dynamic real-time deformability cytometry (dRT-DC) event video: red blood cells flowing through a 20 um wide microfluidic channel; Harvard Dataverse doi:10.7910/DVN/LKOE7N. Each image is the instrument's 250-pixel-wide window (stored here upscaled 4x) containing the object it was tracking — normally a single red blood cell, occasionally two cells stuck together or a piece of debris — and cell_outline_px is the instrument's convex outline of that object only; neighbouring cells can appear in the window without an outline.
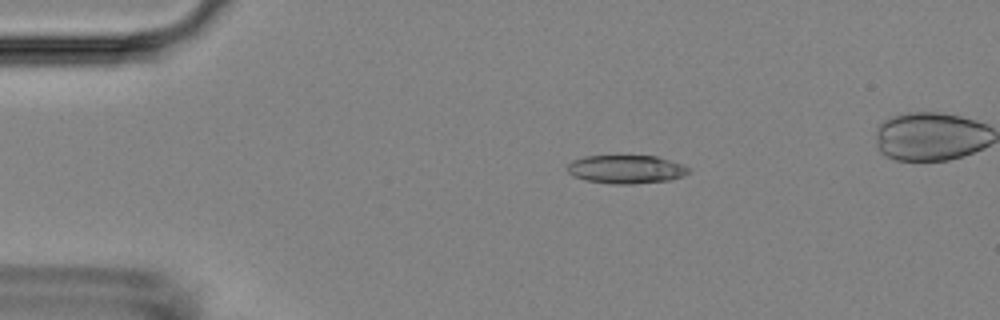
{"species": "Egyptian fruit bat (a non-hibernating species)", "species_latin": "Rousettus aegyptiacus", "temperature_condition": "room temperature", "stored_images_in_passage": 52, "camera_frame_rate_fps": 3000, "um_per_image_px": 0.085, "animal": {"sex": "female"}, "frame": {"image": 1, "passage_image": 11, "time_ms": 3.333, "image_size_px": [1000, 320], "cell_outline_px": [[692, 172], [684, 176], [668, 180], [632, 184], [612, 184], [584, 180], [568, 172], [568, 164], [572, 160], [584, 156], [656, 156], [680, 164], [688, 168]], "centroid_in_image_um": [53.21, 14.39], "position_along_channel_um": 31.8, "area_um2": 19.94}}
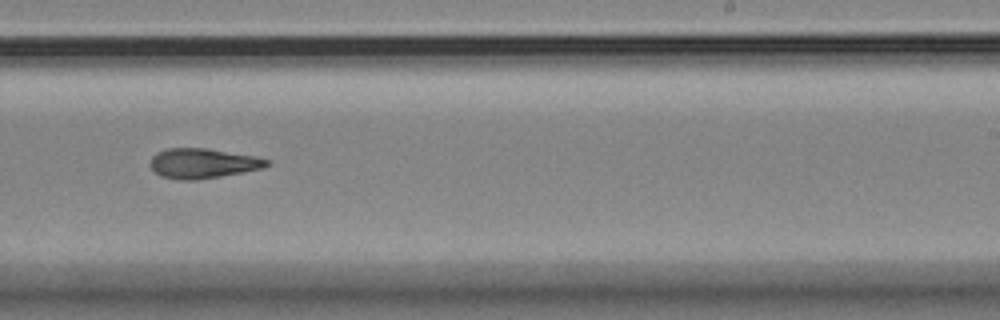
{"frame": {"image": 2, "passage_image": 34, "time_ms": 11.0, "image_size_px": [1000, 320], "cell_outline_px": [[272, 160], [264, 168], [244, 172], [196, 180], [176, 180], [160, 176], [148, 164], [152, 156], [156, 152], [164, 148], [208, 148], [256, 156]], "centroid_in_image_um": [17.23, 13.88], "position_along_channel_um": 271.8, "area_um2": 20.63}}
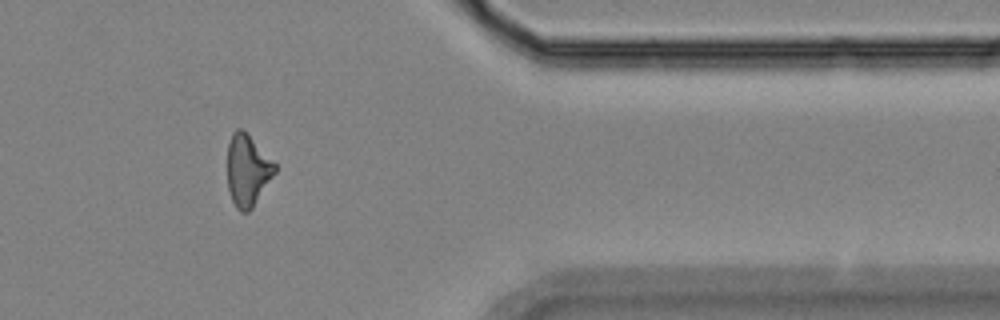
{"frame": {"image": 3, "passage_image": 45, "time_ms": 14.667, "image_size_px": [1000, 320], "cell_outline_px": [[276, 172], [252, 208], [248, 212], [240, 212], [236, 208], [232, 200], [228, 188], [228, 144], [232, 132], [236, 128], [240, 128], [276, 164]], "centroid_in_image_um": [21.03, 14.51], "position_along_channel_um": 390.4, "area_um2": 19.42}, "authors_computed_cell_mechanics": {"area_um2": 20.1433, "velocity_mm_per_s": 3.7377, "shape_relaxation_time_tau1_ms": null, "shape_relaxation_time_tau2_ms": 3.7448, "deformation_change_tau1": null, "deformation_change_tau2": 0.1215}}